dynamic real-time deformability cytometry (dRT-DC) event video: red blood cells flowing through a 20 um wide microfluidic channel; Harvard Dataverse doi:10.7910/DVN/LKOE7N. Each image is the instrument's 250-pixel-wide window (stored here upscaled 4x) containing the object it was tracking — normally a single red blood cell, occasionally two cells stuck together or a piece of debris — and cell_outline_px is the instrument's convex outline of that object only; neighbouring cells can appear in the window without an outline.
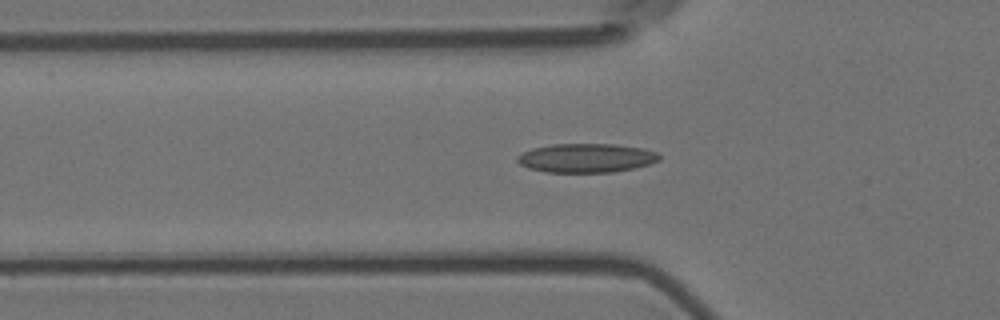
{"species": "Egyptian fruit bat (a non-hibernating species)", "species_latin": "Rousettus aegyptiacus", "temperature_condition": "room temperature", "stored_images_in_passage": 42, "segment_of_instrument_passage": [1, 2], "camera_frame_rate_fps": 3000, "um_per_image_px": 0.085, "animal": {"sex": "female"}, "frame": {"image": 1, "passage_image": 3, "time_ms": 0.667, "image_size_px": [1000, 320], "cell_outline_px": [[660, 160], [636, 168], [612, 172], [544, 172], [528, 168], [520, 164], [516, 160], [516, 156], [532, 148], [552, 144], [616, 144], [644, 148], [656, 152], [660, 156]], "centroid_in_image_um": [49.83, 13.43], "position_along_channel_um": 76.0, "area_um2": 24.1}}
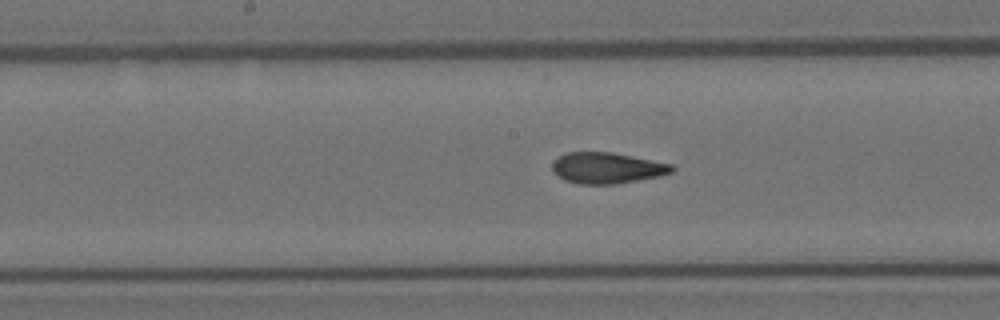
{"frame": {"image": 2, "passage_image": 13, "time_ms": 4.0, "image_size_px": [1000, 320], "cell_outline_px": [[676, 168], [672, 172], [660, 176], [612, 184], [576, 184], [564, 180], [552, 168], [552, 164], [560, 156], [568, 152], [612, 152], [672, 164]], "centroid_in_image_um": [51.62, 14.28], "position_along_channel_um": 196.6, "area_um2": 21.39}}
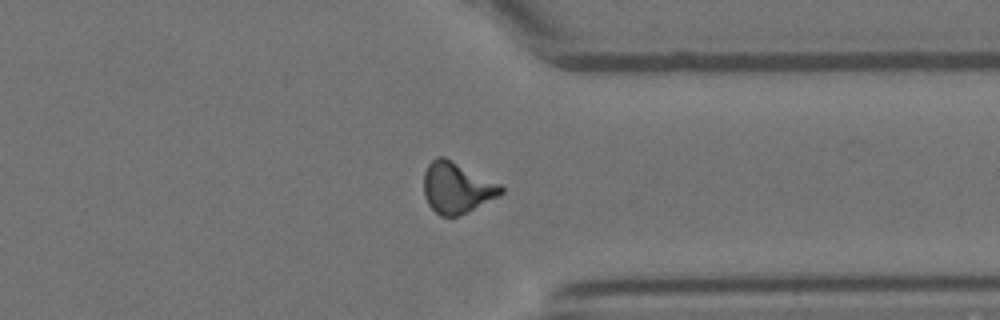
{"frame": {"image": 3, "passage_image": 28, "time_ms": 9.0, "image_size_px": [1000, 320], "cell_outline_px": [[504, 192], [500, 196], [468, 212], [456, 216], [440, 216], [428, 204], [424, 196], [424, 172], [428, 164], [436, 156], [444, 156], [500, 184], [504, 188]], "centroid_in_image_um": [38.83, 15.96], "position_along_channel_um": 372.6, "area_um2": 23.0}}